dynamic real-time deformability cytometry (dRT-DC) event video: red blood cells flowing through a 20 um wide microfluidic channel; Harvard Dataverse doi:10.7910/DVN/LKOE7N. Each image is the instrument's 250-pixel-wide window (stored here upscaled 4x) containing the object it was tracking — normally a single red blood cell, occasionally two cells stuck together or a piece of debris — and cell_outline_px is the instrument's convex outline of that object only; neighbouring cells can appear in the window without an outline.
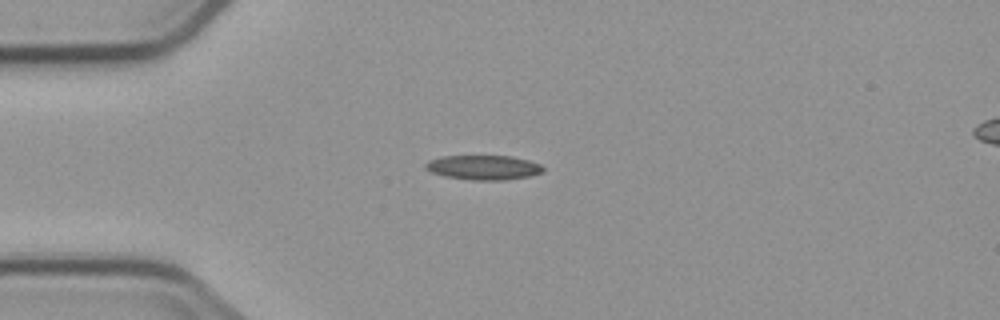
{"species": "common noctule bat (a hibernating species)", "species_latin": "Nyctalus noctula", "temperature_condition": "cold", "stored_images_in_passage": 3, "camera_frame_rate_fps": 3000, "um_per_image_px": 0.085, "animal": {"sex": "male", "body_mass_g": 23.1, "forearm_length_mm": 52.7}, "frame": {"image": 1, "passage_image": 2, "time_ms": 1.0, "image_size_px": [1000, 320], "cell_outline_px": [[544, 172], [532, 176], [504, 180], [472, 180], [444, 176], [432, 172], [424, 168], [424, 164], [428, 160], [440, 156], [512, 156], [528, 160], [540, 164], [544, 168]], "centroid_in_image_um": [41.1, 14.23], "position_along_channel_um": 43.9, "area_um2": 16.99}}